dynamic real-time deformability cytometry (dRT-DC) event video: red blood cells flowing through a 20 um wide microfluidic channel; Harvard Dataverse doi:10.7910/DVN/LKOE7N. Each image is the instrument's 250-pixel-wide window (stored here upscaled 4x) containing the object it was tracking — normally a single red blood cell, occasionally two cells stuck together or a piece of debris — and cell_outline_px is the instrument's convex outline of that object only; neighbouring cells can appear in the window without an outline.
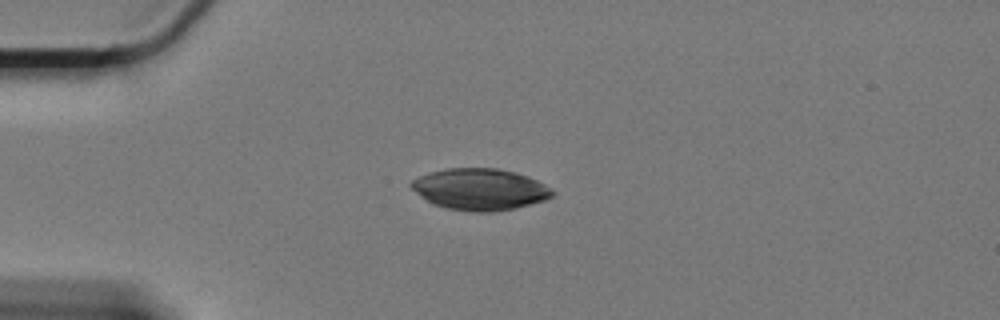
{"species": "Egyptian fruit bat (a non-hibernating species)", "species_latin": "Rousettus aegyptiacus", "temperature_condition": "cold", "stored_images_in_passage": 46, "camera_frame_rate_fps": 3000, "um_per_image_px": 0.085, "animal": {"sex": "female"}, "frame": {"image": 1, "passage_image": 1, "time_ms": 0.0, "image_size_px": [1000, 320], "cell_outline_px": [[556, 192], [552, 196], [544, 200], [516, 208], [492, 212], [472, 212], [448, 208], [432, 204], [420, 196], [408, 184], [412, 180], [420, 176], [432, 172], [448, 168], [496, 168], [516, 172], [528, 176], [552, 188]], "centroid_in_image_um": [40.81, 16.09], "position_along_channel_um": 44.2, "area_um2": 34.16}}
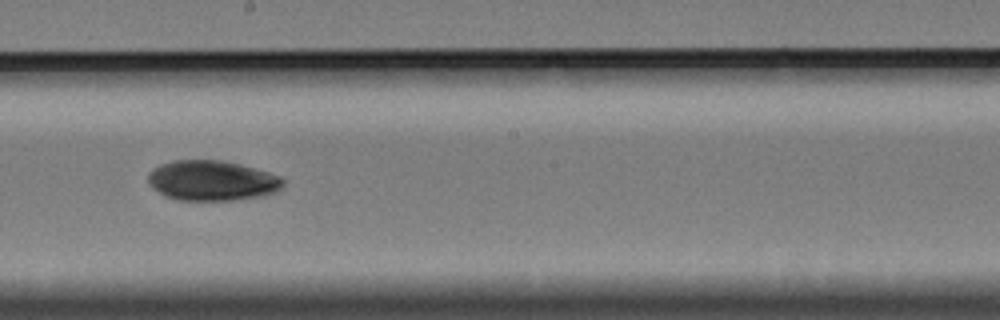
{"frame": {"image": 2, "passage_image": 20, "time_ms": 6.333, "image_size_px": [1000, 320], "cell_outline_px": [[284, 184], [276, 192], [264, 196], [232, 200], [176, 200], [164, 196], [152, 188], [148, 184], [148, 172], [152, 168], [160, 164], [172, 160], [224, 160], [240, 164], [268, 172], [280, 176], [284, 180]], "centroid_in_image_um": [17.99, 15.35], "position_along_channel_um": 230.2, "area_um2": 31.96}}
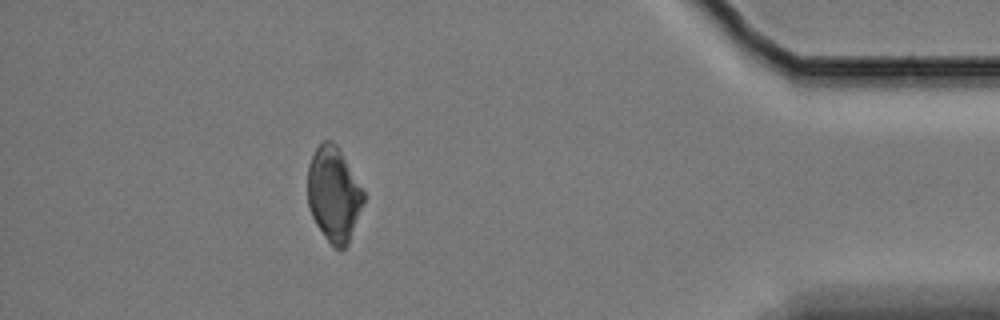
{"frame": {"image": 3, "passage_image": 40, "time_ms": 13.0, "image_size_px": [1000, 320], "cell_outline_px": [[364, 204], [348, 244], [340, 252], [324, 236], [316, 224], [308, 208], [308, 164], [316, 148], [324, 140], [332, 140], [336, 144], [364, 192]], "centroid_in_image_um": [28.36, 16.54], "position_along_channel_um": 406.8, "area_um2": 30.69}}